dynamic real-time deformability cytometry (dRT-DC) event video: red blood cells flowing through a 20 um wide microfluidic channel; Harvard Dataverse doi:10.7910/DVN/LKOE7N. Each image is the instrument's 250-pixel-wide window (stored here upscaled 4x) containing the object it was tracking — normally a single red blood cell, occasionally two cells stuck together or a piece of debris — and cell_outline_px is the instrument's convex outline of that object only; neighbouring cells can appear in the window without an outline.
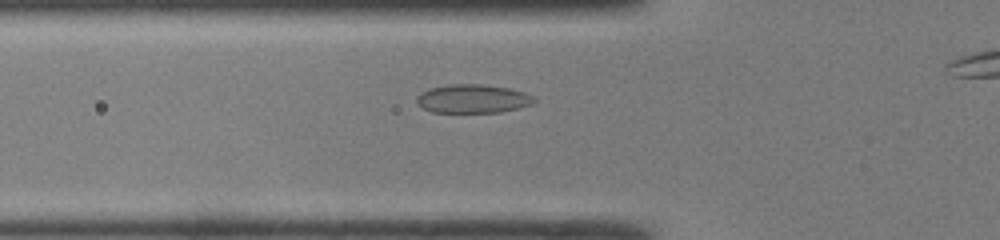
{"species": "common noctule bat (a hibernating species)", "species_latin": "Nyctalus noctula", "temperature_condition": "room temperature", "stored_images_in_passage": 36, "camera_frame_rate_fps": 3000, "um_per_image_px": 0.085, "animal": {"sex": "male", "body_mass_g": 19.0, "forearm_length_mm": 50.8}, "frame": {"image": 1, "passage_image": 11, "time_ms": 3.333, "image_size_px": [1000, 240], "cell_outline_px": [[536, 100], [532, 104], [520, 108], [500, 112], [432, 112], [424, 108], [416, 100], [416, 96], [420, 92], [428, 88], [448, 84], [480, 84], [508, 88], [524, 92], [532, 96]], "centroid_in_image_um": [40.17, 8.39], "position_along_channel_um": 85.6, "area_um2": 19.59}}
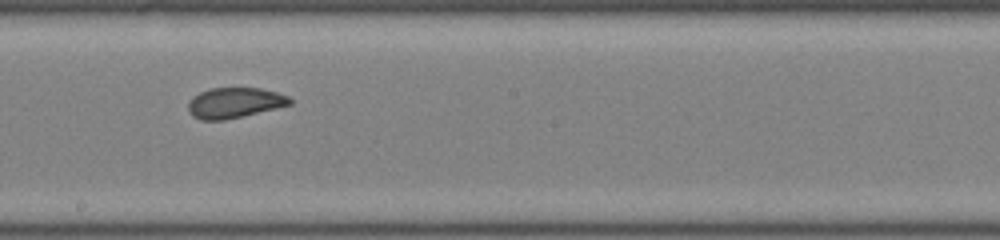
{"frame": {"image": 2, "passage_image": 21, "time_ms": 6.667, "image_size_px": [1000, 240], "cell_outline_px": [[292, 104], [276, 108], [224, 120], [200, 120], [192, 116], [188, 112], [188, 104], [192, 96], [208, 88], [260, 88], [276, 92], [288, 96], [292, 100]], "centroid_in_image_um": [19.9, 8.73], "position_along_channel_um": 228.3, "area_um2": 18.03}}
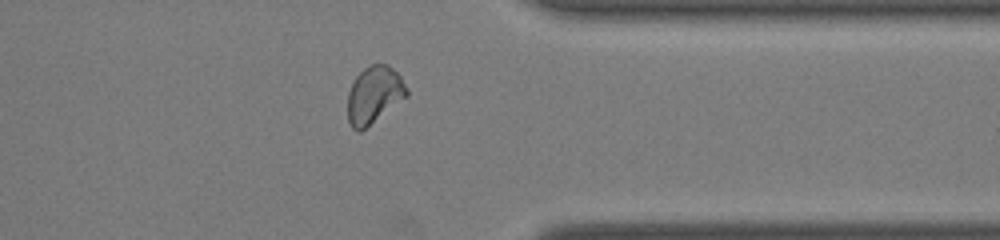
{"frame": {"image": 3, "passage_image": 32, "time_ms": 10.333, "image_size_px": [1000, 240], "cell_outline_px": [[408, 96], [360, 132], [356, 132], [352, 128], [348, 120], [348, 92], [356, 76], [364, 68], [372, 64], [388, 64], [400, 76], [408, 88]], "centroid_in_image_um": [31.8, 8.07], "position_along_channel_um": 379.6, "area_um2": 19.65}}